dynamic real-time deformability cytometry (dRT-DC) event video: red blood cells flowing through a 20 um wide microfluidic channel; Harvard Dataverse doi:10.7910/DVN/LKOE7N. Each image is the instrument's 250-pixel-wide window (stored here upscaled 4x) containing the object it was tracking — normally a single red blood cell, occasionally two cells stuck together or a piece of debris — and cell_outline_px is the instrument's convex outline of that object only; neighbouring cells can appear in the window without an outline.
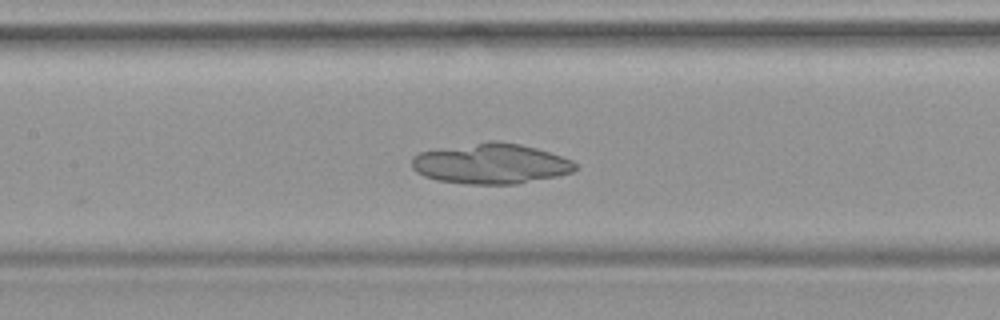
{"species": "common noctule bat (a hibernating species)", "species_latin": "Nyctalus noctula", "temperature_condition": "warm", "stored_images_in_passage": 20, "camera_frame_rate_fps": 3000, "um_per_image_px": 0.085, "animal": {"sex": "female", "body_mass_g": 19.9}, "frame": {"image": 1, "passage_image": 10, "time_ms": 3.0, "image_size_px": [1000, 320], "cell_outline_px": [[576, 168], [572, 172], [556, 176], [516, 184], [468, 184], [436, 180], [424, 176], [416, 172], [412, 168], [412, 156], [420, 152], [440, 148], [488, 140], [496, 140], [520, 144], [536, 148], [572, 160], [576, 164]], "centroid_in_image_um": [41.68, 13.9], "position_along_channel_um": 165.7, "area_um2": 38.49}}